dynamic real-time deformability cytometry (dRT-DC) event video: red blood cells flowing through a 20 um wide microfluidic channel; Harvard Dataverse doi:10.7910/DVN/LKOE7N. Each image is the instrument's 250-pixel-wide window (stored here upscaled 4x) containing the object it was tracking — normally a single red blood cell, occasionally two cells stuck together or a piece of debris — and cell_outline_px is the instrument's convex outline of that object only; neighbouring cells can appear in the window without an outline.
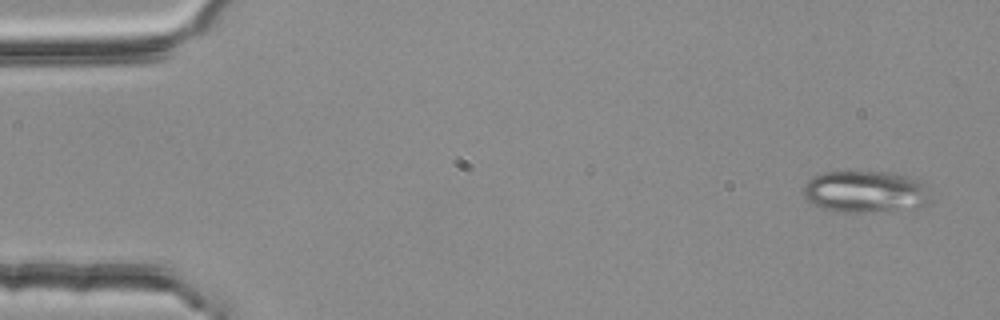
{"species": "common noctule bat (a hibernating species)", "species_latin": "Nyctalus noctula", "temperature_condition": "room temperature", "stored_images_in_passage": 4, "camera_frame_rate_fps": 3000, "um_per_image_px": 0.085, "animal": {"sex": "female", "body_mass_g": 25.1}, "frame": {"image": 1, "passage_image": 1, "time_ms": 0.0, "image_size_px": [1000, 320], "cell_outline_px": [[932, 196], [928, 204], [916, 208], [868, 212], [836, 212], [824, 208], [808, 200], [804, 196], [804, 184], [812, 176], [824, 172], [892, 172], [908, 176], [916, 180]], "centroid_in_image_um": [73.55, 16.3], "position_along_channel_um": 11.4, "area_um2": 30.87}}